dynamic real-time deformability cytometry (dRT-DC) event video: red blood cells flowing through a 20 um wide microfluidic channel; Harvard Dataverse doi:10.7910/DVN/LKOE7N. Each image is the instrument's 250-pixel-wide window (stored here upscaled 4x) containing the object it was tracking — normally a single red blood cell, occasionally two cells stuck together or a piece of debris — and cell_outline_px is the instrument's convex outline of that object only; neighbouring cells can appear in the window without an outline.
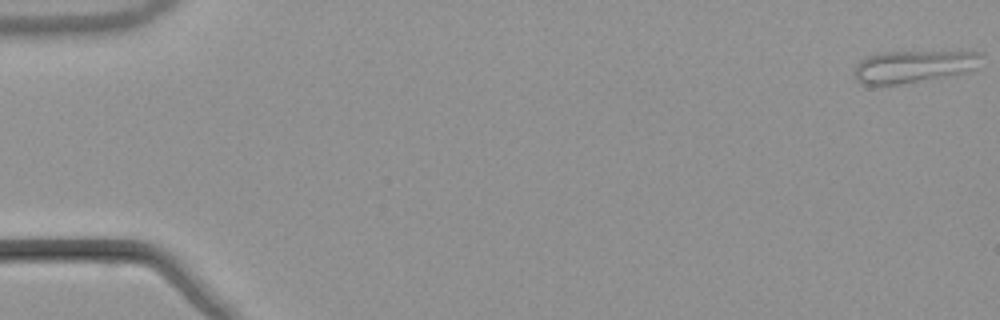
{"species": "common noctule bat (a hibernating species)", "species_latin": "Nyctalus noctula", "temperature_condition": "warm", "stored_images_in_passage": 53, "camera_frame_rate_fps": 3000, "um_per_image_px": 0.085, "animal": {"sex": "male", "body_mass_g": 21.5, "forearm_length_mm": 52.0}, "frame": {"image": 1, "passage_image": 1, "time_ms": 0.0, "image_size_px": [1000, 320], "cell_outline_px": [[984, 56], [976, 68], [968, 72], [900, 84], [860, 84], [856, 80], [852, 72], [856, 64], [860, 60], [868, 56], [880, 52], [960, 48], [984, 52]], "centroid_in_image_um": [77.77, 5.56], "position_along_channel_um": 7.2, "area_um2": 25.43}}
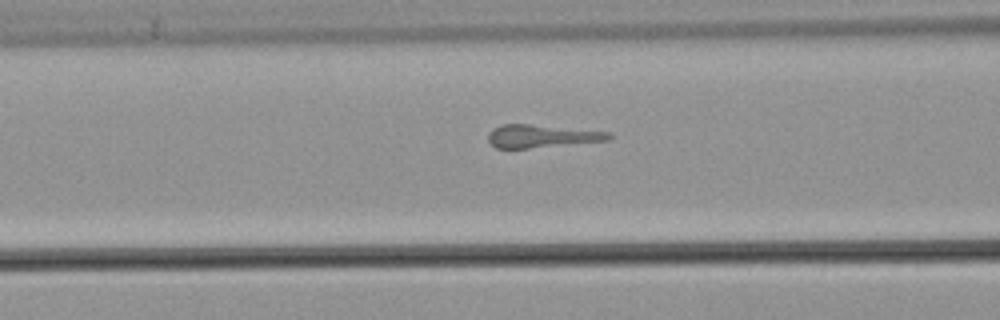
{"frame": {"image": 2, "passage_image": 22, "time_ms": 7.0, "image_size_px": [1000, 320], "cell_outline_px": [[612, 136], [608, 140], [528, 148], [496, 148], [488, 140], [488, 132], [492, 128], [504, 124], [528, 124], [612, 132]], "centroid_in_image_um": [46.01, 11.56], "position_along_channel_um": 120.6, "area_um2": 15.9}}
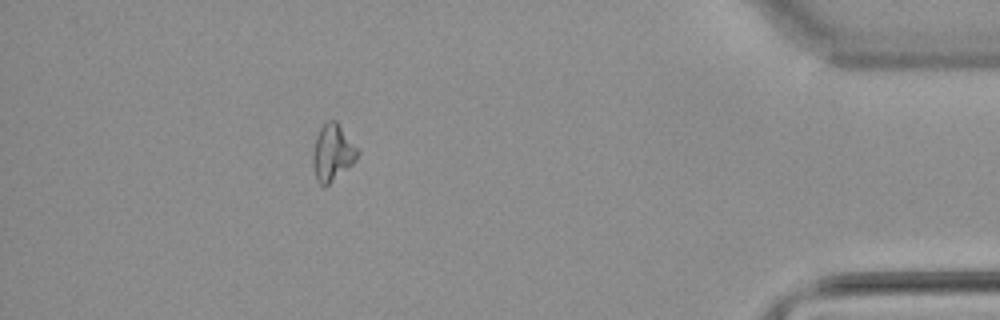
{"frame": {"image": 3, "passage_image": 48, "time_ms": 15.667, "image_size_px": [1000, 320], "cell_outline_px": [[360, 152], [356, 160], [352, 164], [324, 188], [316, 180], [312, 164], [312, 152], [316, 136], [320, 128], [328, 120], [336, 120], [360, 148]], "centroid_in_image_um": [28.28, 12.96], "position_along_channel_um": 406.9, "area_um2": 15.09}}